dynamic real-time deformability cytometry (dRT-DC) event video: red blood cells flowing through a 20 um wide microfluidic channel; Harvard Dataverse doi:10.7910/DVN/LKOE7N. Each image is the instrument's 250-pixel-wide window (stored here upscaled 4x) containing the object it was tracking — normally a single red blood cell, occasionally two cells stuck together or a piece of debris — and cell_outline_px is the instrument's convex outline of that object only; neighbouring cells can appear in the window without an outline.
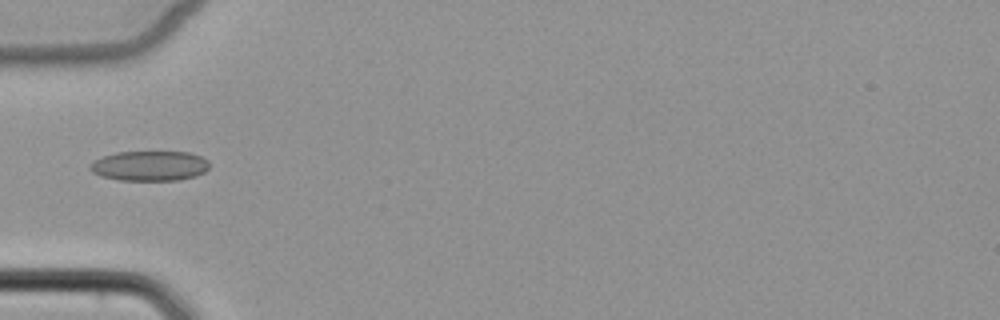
{"species": "common noctule bat (a hibernating species)", "species_latin": "Nyctalus noctula", "temperature_condition": "cold", "stored_images_in_passage": 2, "camera_frame_rate_fps": 3000, "um_per_image_px": 0.085, "animal": {"sex": "female", "body_mass_g": 22.7, "forearm_length_mm": 54.2}, "frame": {"image": 1, "passage_image": 1, "time_ms": 0.0, "image_size_px": [1000, 320], "cell_outline_px": [[208, 168], [204, 172], [196, 176], [180, 180], [120, 180], [100, 176], [92, 172], [88, 168], [88, 164], [92, 160], [116, 152], [188, 152], [200, 156], [208, 160]], "centroid_in_image_um": [12.68, 14.1], "position_along_channel_um": 72.3, "area_um2": 20.98}}
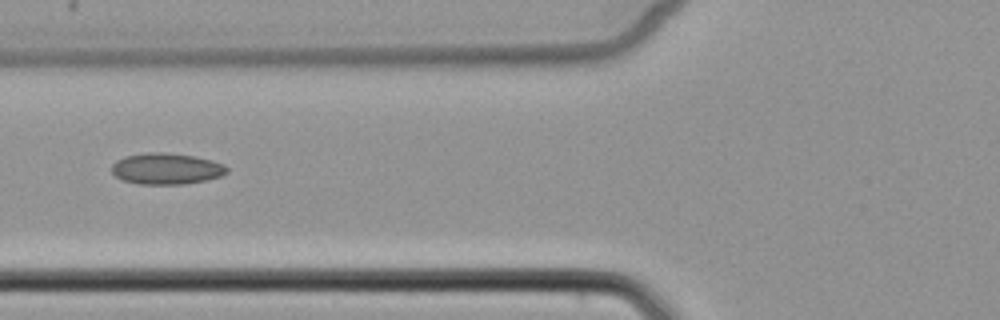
{"frame": {"image": 2, "passage_image": 2, "time_ms": 1.0, "image_size_px": [1000, 320], "cell_outline_px": [[228, 172], [220, 176], [204, 180], [184, 184], [140, 184], [124, 180], [116, 176], [112, 172], [112, 164], [116, 160], [124, 156], [148, 152], [164, 152], [192, 156], [212, 160], [224, 164], [228, 168]], "centroid_in_image_um": [14.13, 14.33], "position_along_channel_um": 111.7, "area_um2": 20.87}}